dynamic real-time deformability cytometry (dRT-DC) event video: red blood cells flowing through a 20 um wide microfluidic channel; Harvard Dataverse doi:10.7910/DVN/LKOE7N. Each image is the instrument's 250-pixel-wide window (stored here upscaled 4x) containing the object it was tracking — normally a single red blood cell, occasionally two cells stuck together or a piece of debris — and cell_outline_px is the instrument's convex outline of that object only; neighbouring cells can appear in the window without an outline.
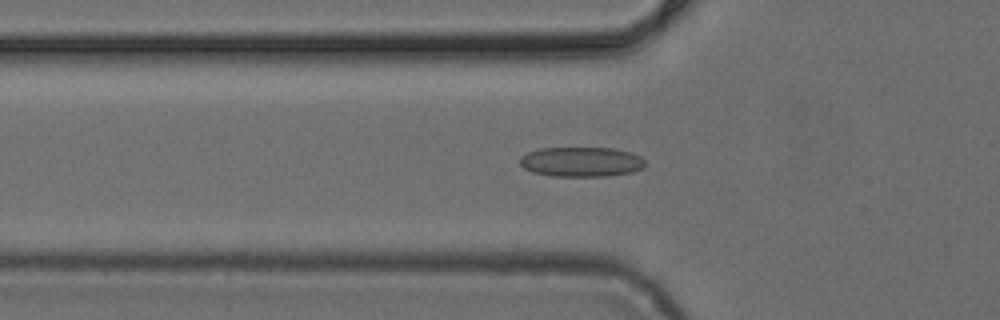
{"species": "common noctule bat (a hibernating species)", "species_latin": "Nyctalus noctula", "temperature_condition": "cold", "stored_images_in_passage": 39, "camera_frame_rate_fps": 3000, "um_per_image_px": 0.085, "animal": {"sex": "female", "body_mass_g": 24.6, "forearm_length_mm": 56.2}, "frame": {"image": 1, "passage_image": 11, "time_ms": 3.333, "image_size_px": [1000, 320], "cell_outline_px": [[644, 168], [632, 172], [604, 176], [552, 176], [532, 172], [524, 168], [520, 164], [520, 156], [528, 152], [540, 148], [612, 148], [632, 152], [640, 156], [644, 160]], "centroid_in_image_um": [49.4, 13.75], "position_along_channel_um": 76.4, "area_um2": 21.79}}
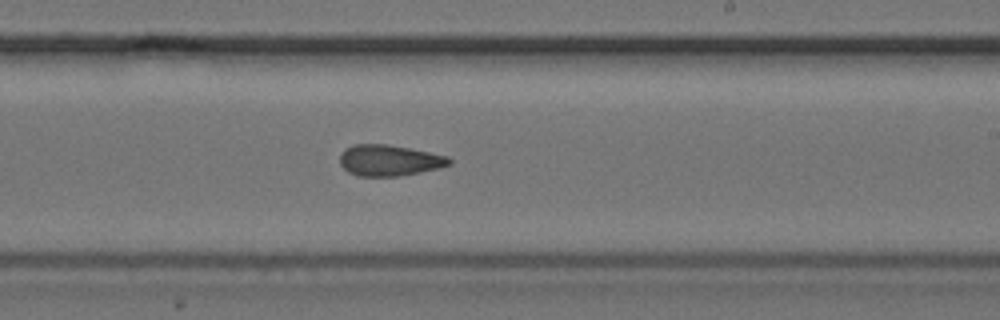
{"frame": {"image": 2, "passage_image": 24, "time_ms": 7.667, "image_size_px": [1000, 320], "cell_outline_px": [[452, 164], [440, 168], [400, 176], [356, 176], [348, 172], [340, 164], [340, 152], [344, 148], [352, 144], [388, 144], [448, 156], [452, 160]], "centroid_in_image_um": [33.07, 13.63], "position_along_channel_um": 255.9, "area_um2": 20.0}}
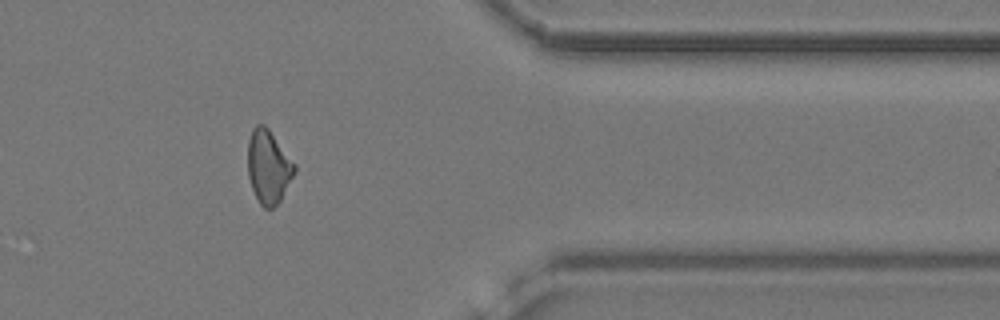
{"frame": {"image": 3, "passage_image": 35, "time_ms": 11.333, "image_size_px": [1000, 320], "cell_outline_px": [[296, 168], [280, 200], [272, 208], [264, 208], [260, 204], [252, 188], [248, 176], [248, 140], [252, 128], [256, 124], [264, 124], [268, 128], [296, 164]], "centroid_in_image_um": [22.8, 14.14], "position_along_channel_um": 388.6, "area_um2": 19.77}}